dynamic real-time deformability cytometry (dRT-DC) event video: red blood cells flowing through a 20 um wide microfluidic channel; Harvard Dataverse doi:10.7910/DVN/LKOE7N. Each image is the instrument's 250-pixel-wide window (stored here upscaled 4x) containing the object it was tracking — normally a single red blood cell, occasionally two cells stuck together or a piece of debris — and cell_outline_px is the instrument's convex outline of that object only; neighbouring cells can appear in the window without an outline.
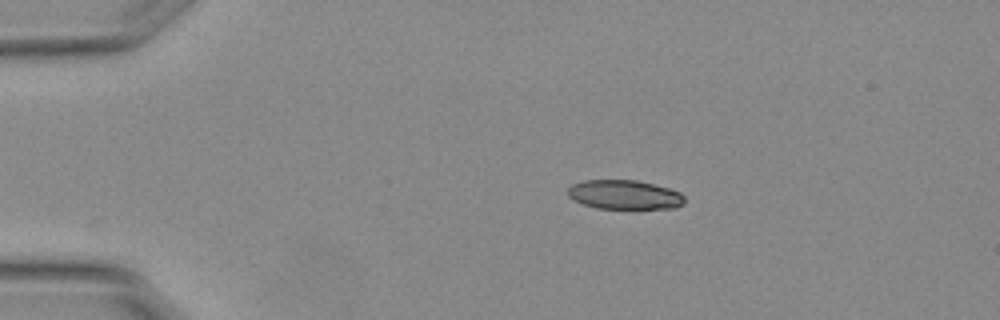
{"species": "Egyptian fruit bat (a non-hibernating species)", "species_latin": "Rousettus aegyptiacus", "temperature_condition": "warm", "stored_images_in_passage": 28, "camera_frame_rate_fps": 3000, "um_per_image_px": 0.085, "animal": {"sex": "female"}, "frame": {"image": 1, "passage_image": 1, "time_ms": 0.0, "image_size_px": [1000, 320], "cell_outline_px": [[684, 204], [676, 208], [596, 208], [572, 200], [568, 196], [568, 188], [572, 184], [584, 180], [636, 180], [668, 188], [680, 192], [684, 196]], "centroid_in_image_um": [53.07, 16.55], "position_along_channel_um": 31.9, "area_um2": 19.83}}
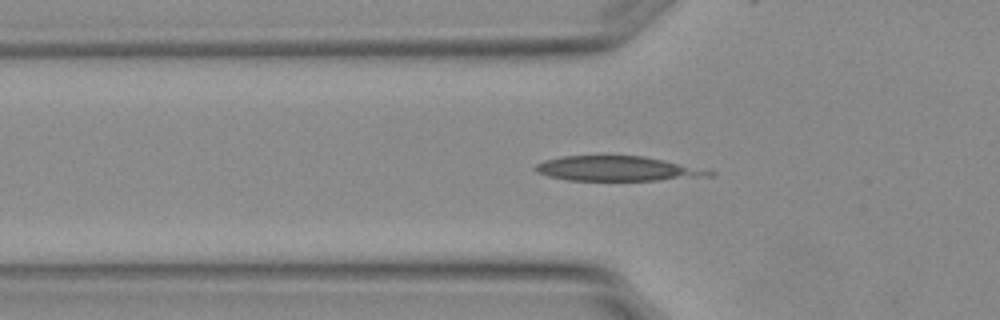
{"frame": {"image": 2, "passage_image": 9, "time_ms": 2.667, "image_size_px": [1000, 320], "cell_outline_px": [[716, 172], [712, 176], [656, 180], [568, 180], [548, 176], [536, 172], [532, 168], [536, 164], [544, 160], [564, 156], [644, 156], [664, 160]], "centroid_in_image_um": [52.41, 14.33], "position_along_channel_um": 73.4, "area_um2": 24.85}}
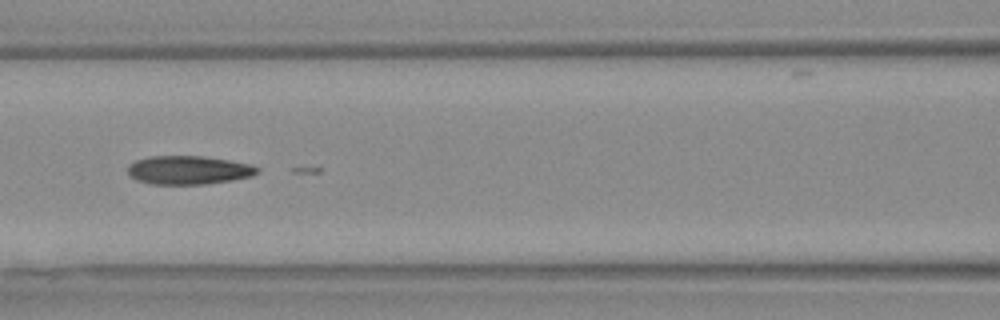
{"frame": {"image": 3, "passage_image": 15, "time_ms": 4.667, "image_size_px": [1000, 320], "cell_outline_px": [[260, 172], [252, 176], [232, 180], [204, 184], [152, 184], [136, 180], [128, 176], [128, 164], [136, 160], [148, 156], [204, 156], [228, 160], [248, 164], [260, 168]], "centroid_in_image_um": [16.0, 14.45], "position_along_channel_um": 150.6, "area_um2": 21.68}}